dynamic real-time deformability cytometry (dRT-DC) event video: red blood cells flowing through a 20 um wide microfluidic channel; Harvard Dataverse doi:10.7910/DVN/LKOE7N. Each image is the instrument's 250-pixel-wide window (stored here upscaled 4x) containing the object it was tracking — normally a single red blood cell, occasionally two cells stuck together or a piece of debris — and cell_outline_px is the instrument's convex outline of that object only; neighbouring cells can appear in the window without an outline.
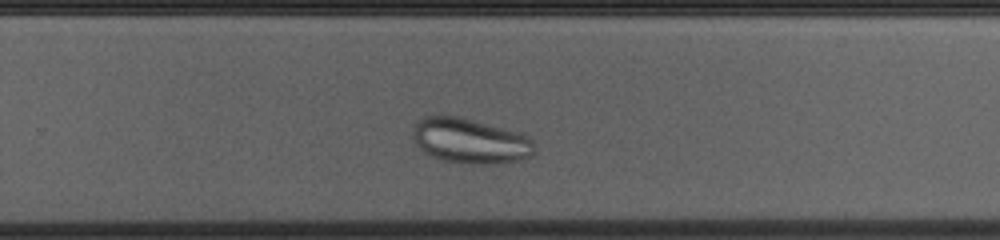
{"species": "common noctule bat (a hibernating species)", "species_latin": "Nyctalus noctula", "temperature_condition": "cold", "stored_images_in_passage": 32, "camera_frame_rate_fps": 3000, "um_per_image_px": 0.085, "animal": {"sex": "female", "body_mass_g": 23.0, "forearm_length_mm": 53.4}, "frame": {"image": 1, "passage_image": 23, "time_ms": 7.333, "image_size_px": [1000, 240], "cell_outline_px": [[536, 152], [532, 156], [520, 160], [496, 164], [472, 164], [440, 160], [424, 152], [420, 148], [412, 132], [412, 128], [424, 116], [456, 116], [516, 132], [528, 136], [532, 140], [536, 148]], "centroid_in_image_um": [39.99, 12.0], "position_along_channel_um": 289.8, "area_um2": 31.67}}